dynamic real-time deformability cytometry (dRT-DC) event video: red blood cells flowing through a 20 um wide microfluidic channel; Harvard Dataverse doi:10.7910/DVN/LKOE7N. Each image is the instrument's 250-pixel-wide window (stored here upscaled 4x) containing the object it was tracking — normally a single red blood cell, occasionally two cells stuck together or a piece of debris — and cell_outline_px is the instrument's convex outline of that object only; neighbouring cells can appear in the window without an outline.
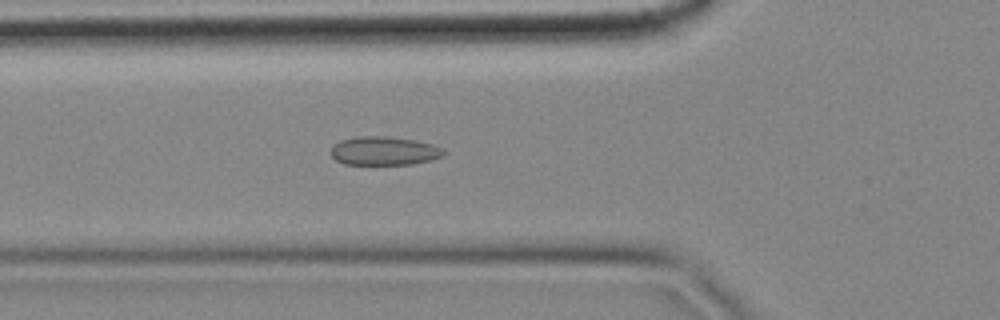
{"species": "common noctule bat (a hibernating species)", "species_latin": "Nyctalus noctula", "temperature_condition": "cold", "stored_images_in_passage": 55, "camera_frame_rate_fps": 3000, "um_per_image_px": 0.085, "animal": {"sex": "female", "body_mass_g": 18.4}, "frame": {"image": 1, "passage_image": 18, "time_ms": 5.667, "image_size_px": [1000, 320], "cell_outline_px": [[448, 152], [444, 156], [432, 160], [412, 164], [344, 164], [336, 160], [328, 152], [332, 144], [340, 140], [356, 136], [384, 136], [416, 140], [432, 144], [444, 148]], "centroid_in_image_um": [32.65, 12.82], "position_along_channel_um": 93.1, "area_um2": 19.25}}
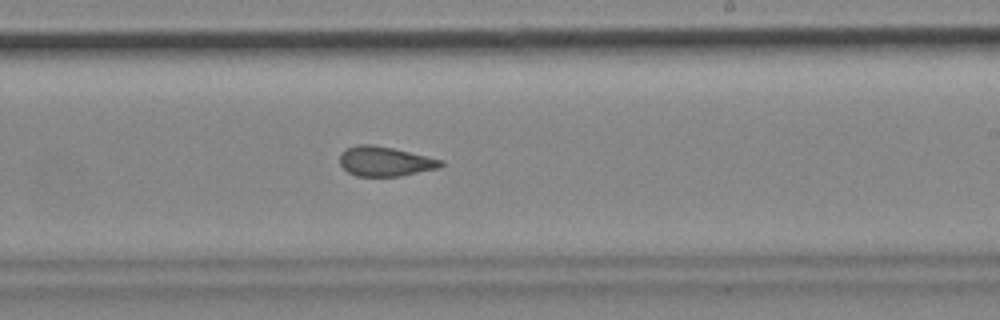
{"frame": {"image": 2, "passage_image": 32, "time_ms": 10.333, "image_size_px": [1000, 320], "cell_outline_px": [[444, 164], [440, 168], [400, 176], [356, 176], [348, 172], [340, 164], [340, 152], [356, 144], [372, 144], [392, 148], [444, 160]], "centroid_in_image_um": [32.73, 13.72], "position_along_channel_um": 256.3, "area_um2": 17.51}}
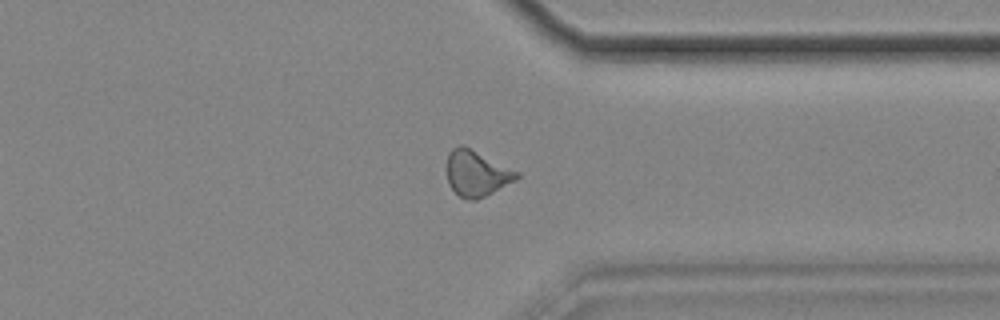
{"frame": {"image": 3, "passage_image": 42, "time_ms": 13.667, "image_size_px": [1000, 320], "cell_outline_px": [[520, 176], [516, 180], [476, 200], [468, 200], [460, 196], [448, 184], [448, 152], [452, 148], [460, 144], [464, 144], [520, 172]], "centroid_in_image_um": [40.53, 14.7], "position_along_channel_um": 370.9, "area_um2": 18.67}, "authors_computed_cell_mechanics": {"area_um2": 18.3804, "velocity_mm_per_s": 3.4975, "shape_relaxation_time_tau1_ms": null, "shape_relaxation_time_tau2_ms": 1.9262, "deformation_change_tau1": null, "deformation_change_tau2": 0.0988}}